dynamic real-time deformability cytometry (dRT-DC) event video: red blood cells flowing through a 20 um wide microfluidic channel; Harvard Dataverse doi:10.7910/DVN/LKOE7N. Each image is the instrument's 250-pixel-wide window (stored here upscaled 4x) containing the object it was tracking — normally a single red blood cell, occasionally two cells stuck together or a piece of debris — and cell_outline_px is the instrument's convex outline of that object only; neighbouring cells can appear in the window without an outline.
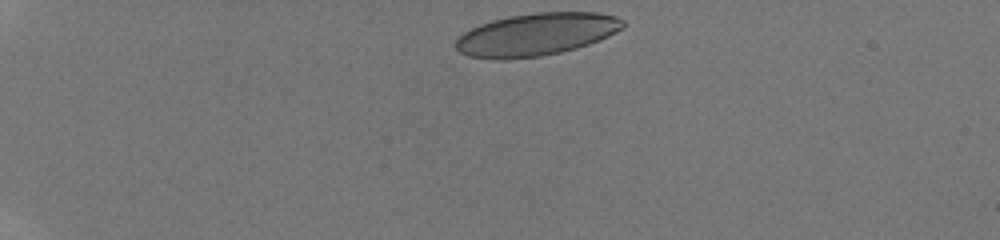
{"species": "human", "species_latin": "Homo sapiens", "temperature_condition": "room temperature", "stored_images_in_passage": 15, "camera_frame_rate_fps": 3000, "um_per_image_px": 0.085, "donor": {"sex": "male"}, "frame": {"image": 1, "passage_image": 1, "time_ms": 0.0, "image_size_px": [1000, 240], "cell_outline_px": [[624, 24], [616, 32], [608, 36], [588, 44], [576, 48], [560, 52], [540, 56], [496, 60], [468, 56], [460, 52], [456, 48], [456, 40], [464, 32], [480, 24], [492, 20], [508, 16], [536, 12], [596, 12], [616, 16], [624, 20]], "centroid_in_image_um": [45.57, 2.92], "position_along_channel_um": 39.4, "area_um2": 41.27}}
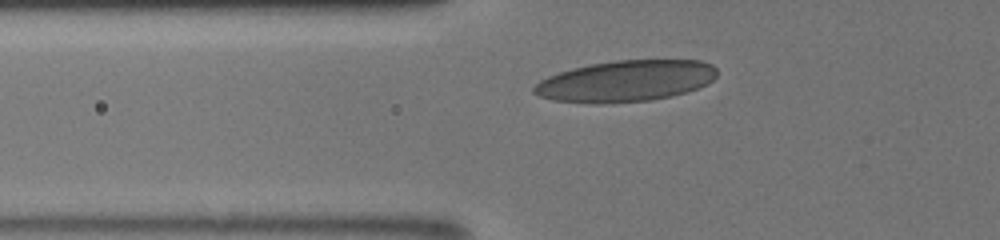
{"frame": {"image": 2, "passage_image": 10, "time_ms": 2.667, "image_size_px": [1000, 240], "cell_outline_px": [[716, 76], [708, 84], [672, 96], [648, 100], [600, 104], [592, 104], [552, 100], [540, 96], [532, 92], [532, 88], [540, 80], [548, 76], [572, 68], [592, 64], [616, 60], [700, 60], [712, 64], [716, 68]], "centroid_in_image_um": [53.17, 6.89], "position_along_channel_um": 72.6, "area_um2": 43.99}}
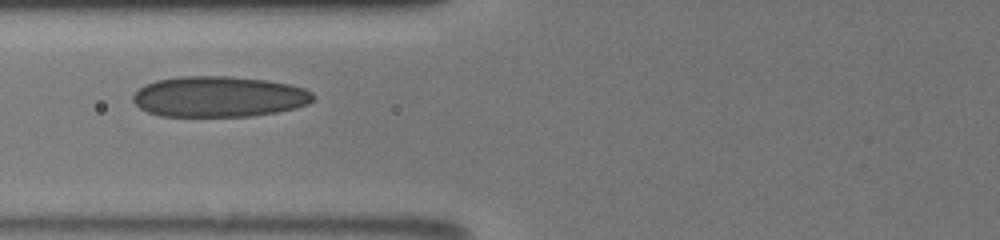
{"frame": {"image": 3, "passage_image": 13, "time_ms": 3.667, "image_size_px": [1000, 240], "cell_outline_px": [[312, 100], [308, 104], [296, 108], [276, 112], [252, 116], [160, 116], [148, 112], [140, 108], [132, 100], [132, 96], [144, 84], [156, 80], [180, 76], [228, 76], [264, 80], [288, 84], [304, 88], [312, 92]], "centroid_in_image_um": [18.58, 8.21], "position_along_channel_um": 107.2, "area_um2": 42.71}}